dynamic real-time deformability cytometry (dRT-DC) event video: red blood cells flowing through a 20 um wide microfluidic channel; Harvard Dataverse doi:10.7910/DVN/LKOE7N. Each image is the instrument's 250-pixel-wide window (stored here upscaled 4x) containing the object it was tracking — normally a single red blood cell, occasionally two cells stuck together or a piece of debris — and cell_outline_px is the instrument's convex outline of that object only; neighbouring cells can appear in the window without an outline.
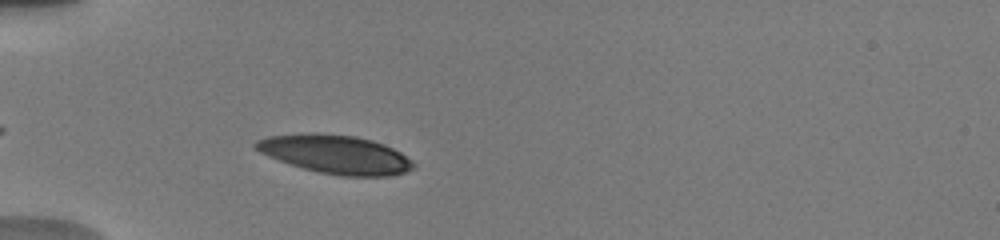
{"species": "human", "species_latin": "Homo sapiens", "temperature_condition": "warm", "stored_images_in_passage": 34, "camera_frame_rate_fps": 3000, "um_per_image_px": 0.085, "donor": {"sex": "male"}, "frame": {"image": 1, "passage_image": 1, "time_ms": 0.0, "image_size_px": [1000, 240], "cell_outline_px": [[416, 164], [412, 168], [404, 172], [388, 176], [340, 176], [320, 172], [304, 168], [268, 156], [260, 152], [252, 144], [256, 140], [268, 136], [308, 132], [316, 132], [356, 136], [372, 140], [384, 144], [400, 152], [412, 160]], "centroid_in_image_um": [28.51, 13.1], "position_along_channel_um": 56.5, "area_um2": 35.43}}
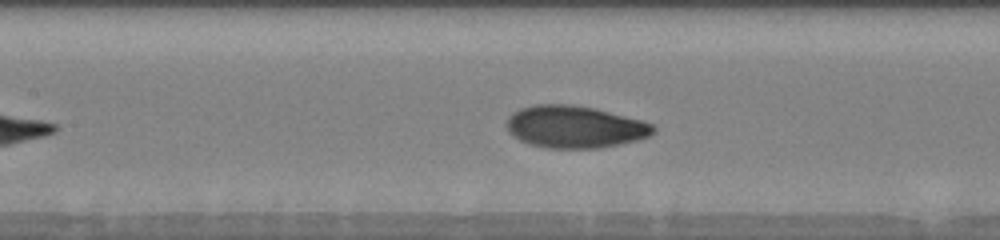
{"frame": {"image": 2, "passage_image": 10, "time_ms": 3.0, "image_size_px": [1000, 240], "cell_outline_px": [[656, 132], [648, 136], [636, 140], [620, 144], [600, 148], [548, 148], [528, 144], [512, 136], [508, 132], [508, 116], [512, 112], [520, 108], [532, 104], [572, 104], [596, 108], [640, 120], [652, 124], [656, 128]], "centroid_in_image_um": [48.83, 10.77], "position_along_channel_um": 158.6, "area_um2": 36.24}}
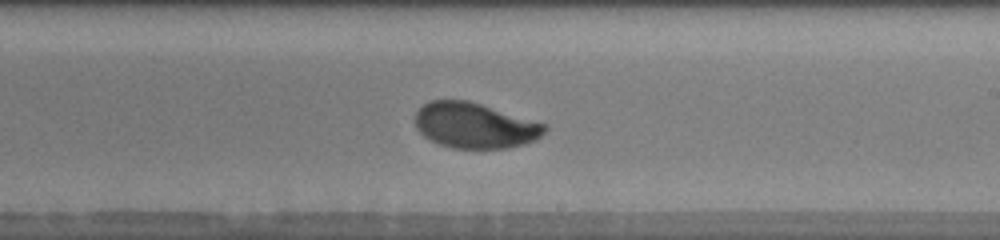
{"frame": {"image": 3, "passage_image": 18, "time_ms": 5.333, "image_size_px": [1000, 240], "cell_outline_px": [[548, 128], [536, 140], [524, 144], [508, 148], [452, 148], [440, 144], [424, 136], [416, 128], [416, 112], [424, 104], [432, 100], [468, 100], [544, 124]], "centroid_in_image_um": [40.34, 10.67], "position_along_channel_um": 248.7, "area_um2": 33.87}, "authors_computed_cell_mechanics": {"area_um2": 35.1424, "velocity_mm_per_s": 3.8725, "shape_relaxation_time_tau1_ms": 2.9697, "shape_relaxation_time_tau2_ms": 1.3539, "deformation_change_tau1": 0.1694, "deformation_change_tau2": 0.063}}